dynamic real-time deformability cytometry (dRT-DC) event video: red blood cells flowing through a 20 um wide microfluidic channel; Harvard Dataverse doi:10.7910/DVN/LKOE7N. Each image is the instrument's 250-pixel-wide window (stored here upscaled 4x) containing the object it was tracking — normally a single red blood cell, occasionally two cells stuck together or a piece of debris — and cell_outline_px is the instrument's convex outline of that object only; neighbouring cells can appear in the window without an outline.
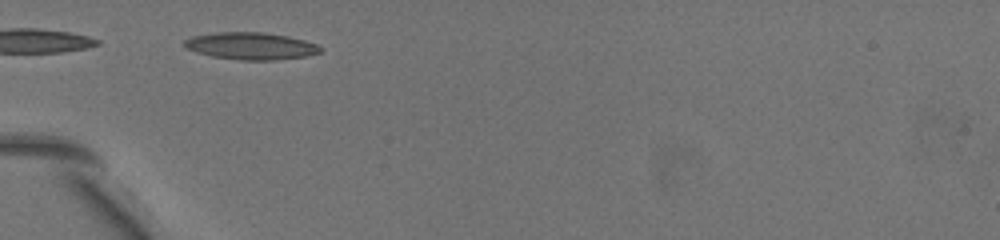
{"species": "common noctule bat (a hibernating species)", "species_latin": "Nyctalus noctula", "temperature_condition": "warm", "stored_images_in_passage": 23, "camera_frame_rate_fps": 3000, "um_per_image_px": 0.085, "animal": {"sex": "female", "body_mass_g": 19.5, "forearm_length_mm": 54.1}, "frame": {"image": 1, "passage_image": 1, "time_ms": 0.0, "image_size_px": [1000, 240], "cell_outline_px": [[324, 48], [320, 52], [304, 56], [272, 60], [244, 60], [212, 56], [188, 48], [184, 44], [184, 40], [196, 36], [220, 32], [260, 32], [284, 36], [304, 40], [316, 44]], "centroid_in_image_um": [21.37, 3.91], "position_along_channel_um": 63.6, "area_um2": 20.87}}